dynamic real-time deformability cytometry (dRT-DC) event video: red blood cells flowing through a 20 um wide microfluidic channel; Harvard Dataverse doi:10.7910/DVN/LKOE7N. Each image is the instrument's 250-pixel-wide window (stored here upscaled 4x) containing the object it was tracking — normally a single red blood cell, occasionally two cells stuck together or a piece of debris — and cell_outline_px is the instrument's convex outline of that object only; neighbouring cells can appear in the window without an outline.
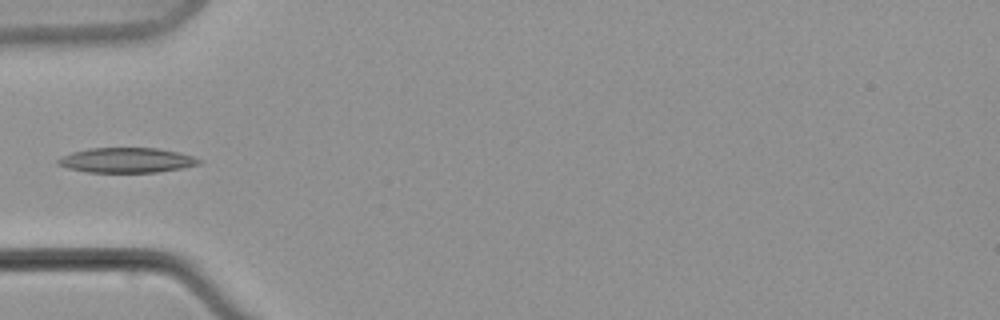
{"species": "common noctule bat (a hibernating species)", "species_latin": "Nyctalus noctula", "temperature_condition": "warm", "stored_images_in_passage": 9, "camera_frame_rate_fps": 3000, "um_per_image_px": 0.085, "animal": {"sex": "male", "body_mass_g": 21.5, "forearm_length_mm": 52.0}, "frame": {"image": 1, "passage_image": 7, "time_ms": 8.333, "image_size_px": [1000, 320], "cell_outline_px": [[204, 160], [200, 164], [180, 168], [156, 172], [88, 172], [68, 168], [56, 164], [56, 160], [72, 152], [92, 148], [156, 148], [180, 152]], "centroid_in_image_um": [10.79, 13.61], "position_along_channel_um": 74.2, "area_um2": 20.4}}
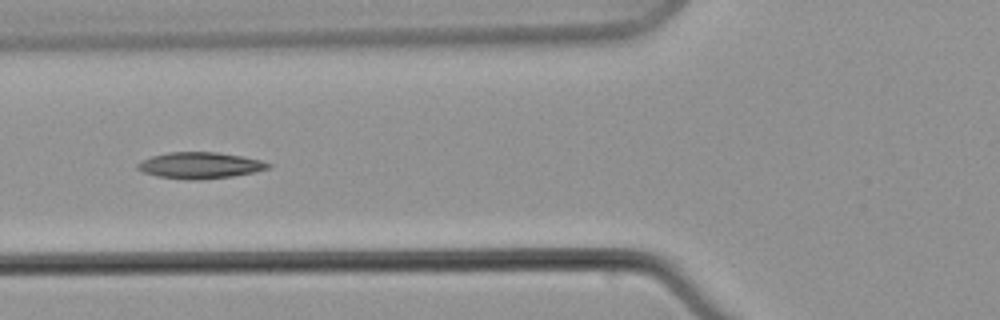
{"frame": {"image": 2, "passage_image": 8, "time_ms": 9.667, "image_size_px": [1000, 320], "cell_outline_px": [[272, 168], [232, 176], [200, 180], [188, 180], [156, 176], [144, 172], [136, 168], [136, 164], [152, 156], [168, 152], [216, 152], [244, 156], [260, 160], [272, 164]], "centroid_in_image_um": [17.01, 14.06], "position_along_channel_um": 108.8, "area_um2": 20.06}}